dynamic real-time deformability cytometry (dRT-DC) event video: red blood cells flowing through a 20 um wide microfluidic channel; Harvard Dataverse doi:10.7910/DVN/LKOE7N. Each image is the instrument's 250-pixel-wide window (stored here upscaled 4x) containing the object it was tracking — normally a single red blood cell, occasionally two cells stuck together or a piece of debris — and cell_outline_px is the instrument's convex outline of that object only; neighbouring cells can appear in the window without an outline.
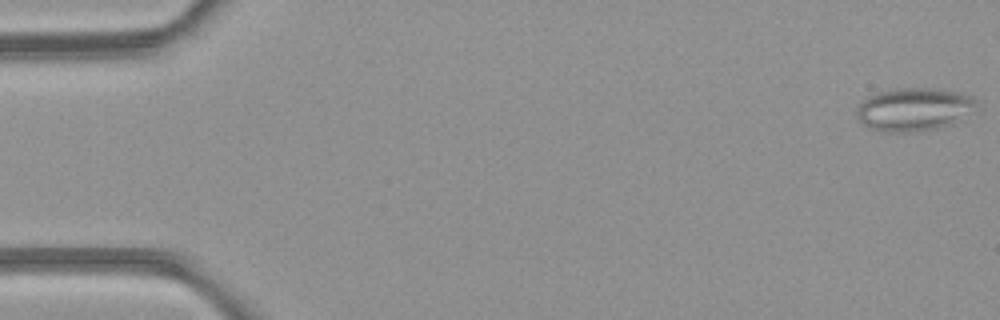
{"species": "common noctule bat (a hibernating species)", "species_latin": "Nyctalus noctula", "temperature_condition": "room temperature", "stored_images_in_passage": 6, "camera_frame_rate_fps": 3000, "um_per_image_px": 0.085, "animal": {"sex": "female", "body_mass_g": 21.9}, "frame": {"image": 1, "passage_image": 1, "time_ms": 0.0, "image_size_px": [1000, 320], "cell_outline_px": [[976, 100], [952, 124], [936, 128], [908, 132], [888, 132], [868, 128], [860, 124], [856, 120], [856, 112], [860, 104], [868, 96], [876, 92], [896, 88], [936, 88], [960, 92], [972, 96]], "centroid_in_image_um": [77.54, 9.28], "position_along_channel_um": 7.5, "area_um2": 29.59}}